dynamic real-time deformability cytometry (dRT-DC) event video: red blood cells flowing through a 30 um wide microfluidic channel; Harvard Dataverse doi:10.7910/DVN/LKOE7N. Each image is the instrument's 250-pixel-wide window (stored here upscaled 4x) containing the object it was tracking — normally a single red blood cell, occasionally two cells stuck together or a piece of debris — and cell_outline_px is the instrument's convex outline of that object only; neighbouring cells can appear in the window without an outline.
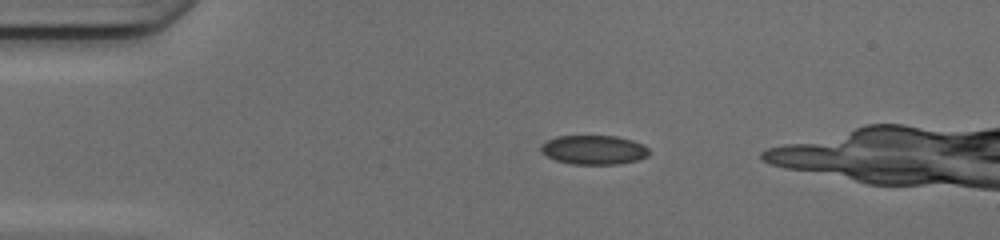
{"species": "common noctule bat (a hibernating species)", "species_latin": "Nyctalus noctula", "temperature_condition": "cold", "stored_images_in_passage": 35, "camera_frame_rate_fps": 3000, "um_per_image_px": 0.085, "animal": {"sex": "female", "body_mass_g": 17.0, "forearm_length_mm": 48.0}, "frame": {"image": 1, "passage_image": 1, "time_ms": 0.0, "image_size_px": [1000, 240], "cell_outline_px": [[648, 156], [636, 160], [620, 164], [572, 164], [556, 160], [548, 156], [540, 148], [548, 140], [560, 136], [616, 136], [632, 140], [648, 148]], "centroid_in_image_um": [50.5, 12.74], "position_along_channel_um": 34.5, "area_um2": 18.03}}
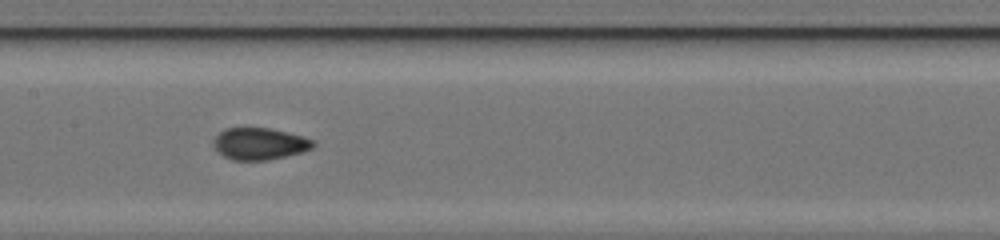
{"frame": {"image": 2, "passage_image": 15, "time_ms": 4.667, "image_size_px": [1000, 240], "cell_outline_px": [[316, 144], [312, 148], [300, 152], [268, 160], [232, 160], [224, 156], [216, 148], [216, 136], [224, 128], [268, 128], [300, 136], [312, 140]], "centroid_in_image_um": [22.06, 12.22], "position_along_channel_um": 185.3, "area_um2": 17.92}}
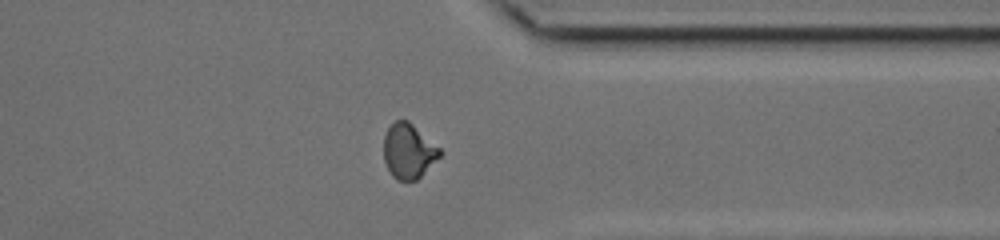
{"frame": {"image": 3, "passage_image": 29, "time_ms": 9.333, "image_size_px": [1000, 240], "cell_outline_px": [[440, 156], [416, 180], [396, 180], [392, 176], [384, 160], [384, 136], [388, 128], [396, 120], [408, 120], [440, 148]], "centroid_in_image_um": [34.7, 12.84], "position_along_channel_um": 376.7, "area_um2": 17.63}, "authors_computed_cell_mechanics": {"area_um2": 17.9758, "velocity_mm_per_s": 4.2043, "shape_relaxation_time_tau1_ms": 8.5308, "shape_relaxation_time_tau2_ms": null, "deformation_change_tau1": 0.1871, "deformation_change_tau2": null}}